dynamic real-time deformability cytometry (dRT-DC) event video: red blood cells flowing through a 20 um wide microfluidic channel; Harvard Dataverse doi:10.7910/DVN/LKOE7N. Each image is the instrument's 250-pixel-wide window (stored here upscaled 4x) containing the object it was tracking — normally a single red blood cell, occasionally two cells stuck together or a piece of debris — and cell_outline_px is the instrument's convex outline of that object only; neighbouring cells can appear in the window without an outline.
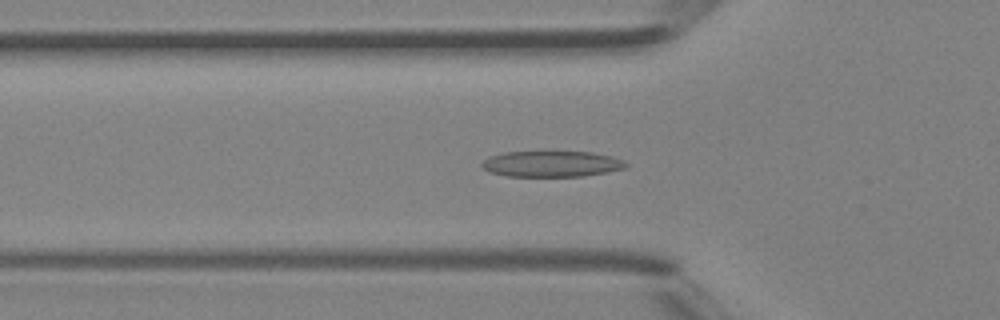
{"species": "Egyptian fruit bat (a non-hibernating species)", "species_latin": "Rousettus aegyptiacus", "temperature_condition": "room temperature", "stored_images_in_passage": 36, "camera_frame_rate_fps": 3000, "um_per_image_px": 0.085, "animal": {"sex": "female"}, "frame": {"image": 1, "passage_image": 11, "time_ms": 3.333, "image_size_px": [1000, 320], "cell_outline_px": [[628, 164], [624, 168], [584, 176], [508, 176], [492, 172], [484, 168], [480, 164], [488, 156], [504, 152], [540, 148], [548, 148], [592, 152], [612, 156], [624, 160]], "centroid_in_image_um": [46.86, 13.85], "position_along_channel_um": 78.9, "area_um2": 22.95}}
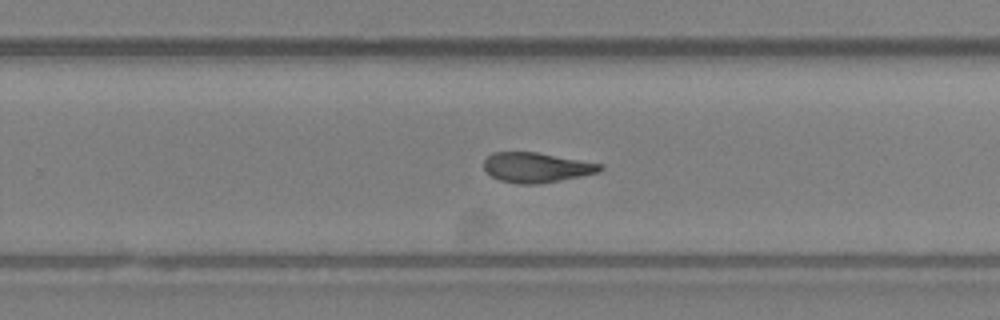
{"frame": {"image": 2, "passage_image": 25, "time_ms": 8.0, "image_size_px": [1000, 320], "cell_outline_px": [[604, 168], [600, 172], [540, 184], [516, 184], [500, 180], [492, 176], [484, 168], [484, 160], [492, 152], [536, 152], [604, 164]], "centroid_in_image_um": [45.62, 14.23], "position_along_channel_um": 284.2, "area_um2": 20.29}}
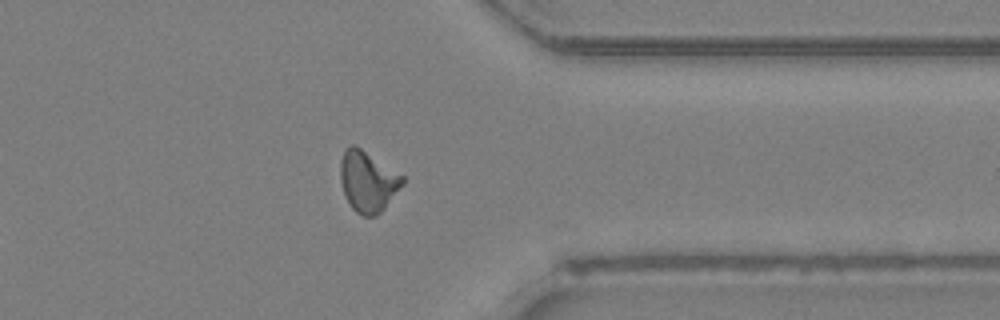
{"frame": {"image": 3, "passage_image": 32, "time_ms": 10.333, "image_size_px": [1000, 320], "cell_outline_px": [[404, 184], [384, 208], [376, 216], [364, 216], [356, 212], [352, 208], [344, 196], [340, 180], [340, 160], [344, 152], [352, 144], [356, 144], [404, 176]], "centroid_in_image_um": [31.26, 15.41], "position_along_channel_um": 380.1, "area_um2": 22.14}, "authors_computed_cell_mechanics": {"area_um2": 20.5479, "velocity_mm_per_s": 4.4149, "shape_relaxation_time_tau1_ms": 9.3674, "shape_relaxation_time_tau2_ms": 1.4284, "deformation_change_tau1": 0.2432, "deformation_change_tau2": 0.1019}}